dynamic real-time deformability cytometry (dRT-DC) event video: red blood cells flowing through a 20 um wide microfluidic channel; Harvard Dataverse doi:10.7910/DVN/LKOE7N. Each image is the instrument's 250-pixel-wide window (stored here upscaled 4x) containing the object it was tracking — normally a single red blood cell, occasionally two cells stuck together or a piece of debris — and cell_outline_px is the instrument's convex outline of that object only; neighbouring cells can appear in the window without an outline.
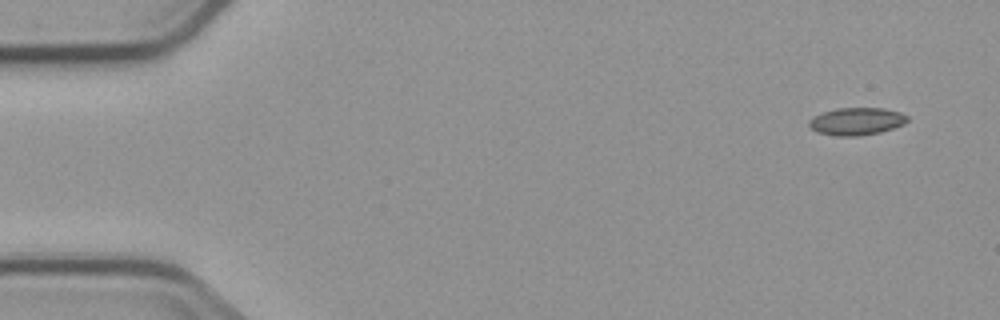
{"species": "common noctule bat (a hibernating species)", "species_latin": "Nyctalus noctula", "temperature_condition": "cold", "stored_images_in_passage": 4, "camera_frame_rate_fps": 3000, "um_per_image_px": 0.085, "animal": {"sex": "male", "body_mass_g": 23.1, "forearm_length_mm": 52.7}, "frame": {"image": 1, "passage_image": 1, "time_ms": 0.0, "image_size_px": [1000, 320], "cell_outline_px": [[908, 120], [904, 124], [880, 132], [856, 136], [836, 136], [816, 132], [808, 124], [808, 120], [812, 116], [836, 108], [884, 108], [900, 112], [908, 116]], "centroid_in_image_um": [72.79, 10.31], "position_along_channel_um": 12.2, "area_um2": 15.78}}